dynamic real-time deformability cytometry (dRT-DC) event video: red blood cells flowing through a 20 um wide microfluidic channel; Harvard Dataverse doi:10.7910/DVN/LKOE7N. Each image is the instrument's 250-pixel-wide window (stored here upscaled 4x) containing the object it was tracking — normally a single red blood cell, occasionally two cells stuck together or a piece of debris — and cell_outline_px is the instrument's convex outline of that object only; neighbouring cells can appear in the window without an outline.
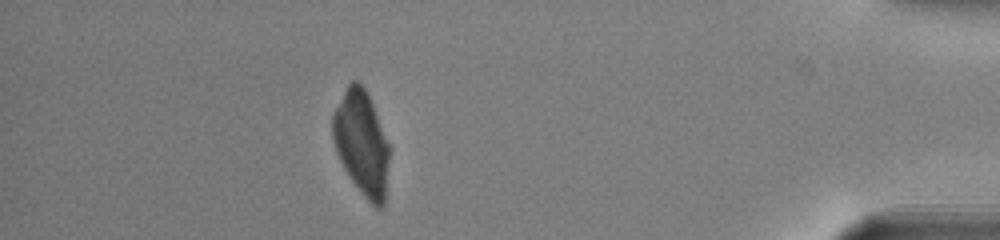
{"species": "common noctule bat (a hibernating species)", "species_latin": "Nyctalus noctula", "temperature_condition": "warm", "stored_images_in_passage": 40, "camera_frame_rate_fps": 3000, "um_per_image_px": 0.085, "animal": {"sex": "male", "body_mass_g": 13.0, "forearm_length_mm": 53.1}, "frame": {"image": 1, "passage_image": 34, "time_ms": 11.0, "image_size_px": [1000, 240], "cell_outline_px": [[392, 148], [384, 204], [380, 208], [376, 208], [364, 196], [352, 180], [344, 168], [336, 152], [332, 140], [332, 112], [348, 84], [352, 80], [356, 80], [364, 88], [372, 104]], "centroid_in_image_um": [30.76, 12.17], "position_along_channel_um": 404.4, "area_um2": 34.85}}